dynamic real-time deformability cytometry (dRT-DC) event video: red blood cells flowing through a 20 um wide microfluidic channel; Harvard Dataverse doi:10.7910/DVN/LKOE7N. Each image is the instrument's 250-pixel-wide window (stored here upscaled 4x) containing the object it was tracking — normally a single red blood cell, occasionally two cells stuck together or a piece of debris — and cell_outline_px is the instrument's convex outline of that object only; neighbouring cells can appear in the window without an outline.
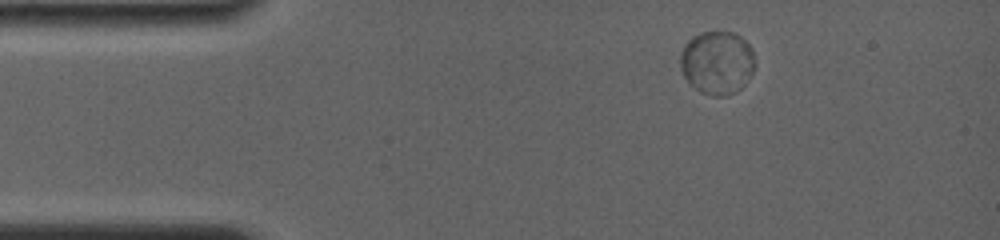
{"species": "common noctule bat (a hibernating species)", "species_latin": "Nyctalus noctula", "temperature_condition": "room temperature", "stored_images_in_passage": 30, "camera_frame_rate_fps": 4000, "um_per_image_px": 0.085, "animal": {"sex": "female", "body_mass_g": 19.0, "forearm_length_mm": 56.7}, "frame": {"image": 1, "passage_image": 1, "time_ms": 0.0, "image_size_px": [1000, 240], "cell_outline_px": [[756, 64], [752, 72], [744, 84], [736, 92], [728, 96], [712, 96], [700, 92], [688, 84], [680, 68], [680, 56], [684, 44], [692, 36], [700, 32], [732, 32], [740, 36], [752, 48]], "centroid_in_image_um": [60.94, 5.33], "position_along_channel_um": 24.1, "area_um2": 27.92}}
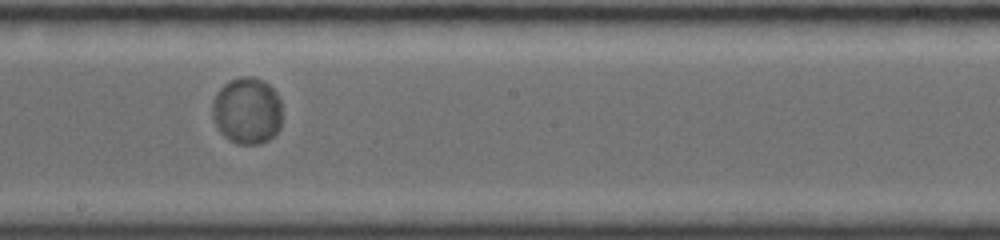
{"frame": {"image": 2, "passage_image": 13, "time_ms": 7.0, "image_size_px": [1000, 240], "cell_outline_px": [[280, 128], [268, 140], [260, 144], [236, 144], [228, 140], [220, 132], [212, 116], [212, 100], [216, 92], [224, 84], [240, 76], [252, 76], [264, 80], [276, 92], [280, 100]], "centroid_in_image_um": [20.98, 9.41], "position_along_channel_um": 227.2, "area_um2": 27.34}}
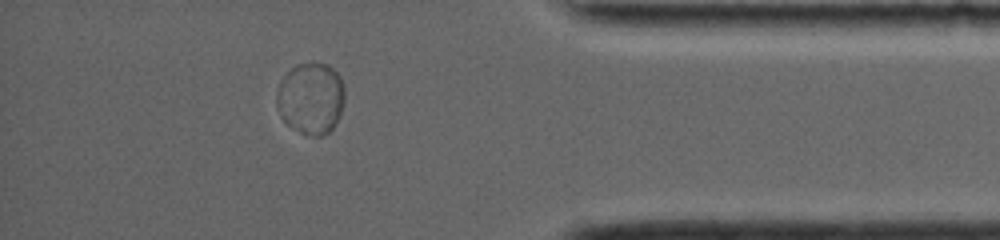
{"frame": {"image": 3, "passage_image": 25, "time_ms": 12.25, "image_size_px": [1000, 240], "cell_outline_px": [[344, 104], [340, 116], [332, 128], [324, 136], [312, 136], [300, 132], [292, 128], [280, 116], [276, 108], [276, 88], [284, 76], [296, 64], [312, 60], [328, 64], [340, 76], [344, 84]], "centroid_in_image_um": [26.42, 8.32], "position_along_channel_um": 408.8, "area_um2": 29.07}}